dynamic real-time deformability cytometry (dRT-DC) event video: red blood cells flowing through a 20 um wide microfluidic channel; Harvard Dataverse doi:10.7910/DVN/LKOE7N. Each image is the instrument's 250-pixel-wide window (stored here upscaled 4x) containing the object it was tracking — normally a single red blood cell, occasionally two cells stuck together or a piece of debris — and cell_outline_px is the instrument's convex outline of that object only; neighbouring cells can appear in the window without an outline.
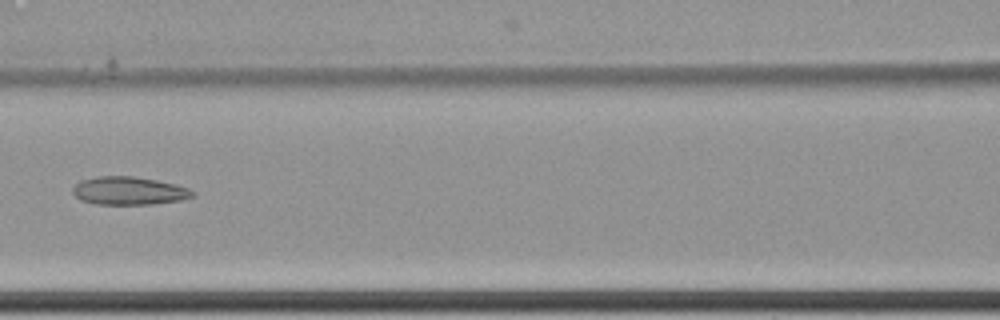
{"species": "common noctule bat (a hibernating species)", "species_latin": "Nyctalus noctula", "temperature_condition": "cold", "stored_images_in_passage": 9, "camera_frame_rate_fps": 3000, "um_per_image_px": 0.085, "animal": {"sex": "female", "body_mass_g": 22.7, "forearm_length_mm": 54.2}, "frame": {"image": 1, "passage_image": 9, "time_ms": 2.667, "image_size_px": [1000, 320], "cell_outline_px": [[196, 196], [180, 200], [152, 204], [96, 204], [80, 200], [72, 192], [72, 188], [80, 180], [96, 176], [136, 176], [176, 184], [188, 188], [196, 192]], "centroid_in_image_um": [10.97, 16.21], "position_along_channel_um": 155.6, "area_um2": 19.77}}